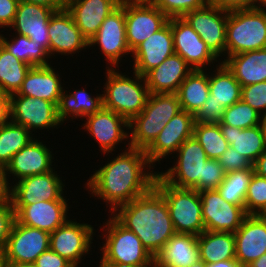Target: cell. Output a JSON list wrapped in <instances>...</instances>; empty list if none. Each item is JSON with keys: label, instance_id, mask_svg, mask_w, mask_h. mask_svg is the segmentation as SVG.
<instances>
[{"label": "cell", "instance_id": "cell-1", "mask_svg": "<svg viewBox=\"0 0 266 267\" xmlns=\"http://www.w3.org/2000/svg\"><path fill=\"white\" fill-rule=\"evenodd\" d=\"M109 160V161H108ZM152 169V170H151ZM144 150L124 149L89 176L84 189L95 199L106 203L112 214L118 207L147 193L153 186L158 171L153 170ZM110 206V207H109Z\"/></svg>", "mask_w": 266, "mask_h": 267}, {"label": "cell", "instance_id": "cell-2", "mask_svg": "<svg viewBox=\"0 0 266 267\" xmlns=\"http://www.w3.org/2000/svg\"><path fill=\"white\" fill-rule=\"evenodd\" d=\"M111 215L135 233L154 258L176 233L166 201L154 186L147 193L118 207Z\"/></svg>", "mask_w": 266, "mask_h": 267}, {"label": "cell", "instance_id": "cell-3", "mask_svg": "<svg viewBox=\"0 0 266 267\" xmlns=\"http://www.w3.org/2000/svg\"><path fill=\"white\" fill-rule=\"evenodd\" d=\"M104 221L101 235H97L103 237L102 246L98 247L100 262L121 267H154V257L135 233L122 226L111 214Z\"/></svg>", "mask_w": 266, "mask_h": 267}, {"label": "cell", "instance_id": "cell-4", "mask_svg": "<svg viewBox=\"0 0 266 267\" xmlns=\"http://www.w3.org/2000/svg\"><path fill=\"white\" fill-rule=\"evenodd\" d=\"M105 69L106 81L102 87L103 107L130 121L142 112L150 95L145 78L134 71L126 74L119 68ZM129 74L134 76H128Z\"/></svg>", "mask_w": 266, "mask_h": 267}, {"label": "cell", "instance_id": "cell-5", "mask_svg": "<svg viewBox=\"0 0 266 267\" xmlns=\"http://www.w3.org/2000/svg\"><path fill=\"white\" fill-rule=\"evenodd\" d=\"M266 48V11L262 8L228 11L225 58Z\"/></svg>", "mask_w": 266, "mask_h": 267}, {"label": "cell", "instance_id": "cell-6", "mask_svg": "<svg viewBox=\"0 0 266 267\" xmlns=\"http://www.w3.org/2000/svg\"><path fill=\"white\" fill-rule=\"evenodd\" d=\"M154 187L163 195L176 233L200 235L205 231L201 197L197 190L177 188L158 174Z\"/></svg>", "mask_w": 266, "mask_h": 267}, {"label": "cell", "instance_id": "cell-7", "mask_svg": "<svg viewBox=\"0 0 266 267\" xmlns=\"http://www.w3.org/2000/svg\"><path fill=\"white\" fill-rule=\"evenodd\" d=\"M173 166L167 170L158 171V175L168 184L177 188L202 191L203 165L208 157L194 136L184 141L174 156ZM176 158V159H175Z\"/></svg>", "mask_w": 266, "mask_h": 267}, {"label": "cell", "instance_id": "cell-8", "mask_svg": "<svg viewBox=\"0 0 266 267\" xmlns=\"http://www.w3.org/2000/svg\"><path fill=\"white\" fill-rule=\"evenodd\" d=\"M88 46L94 50L98 47L107 63L106 68H120L121 61L126 62L123 58H128V54L131 57L126 39L125 0H121L120 5L105 18L98 32L88 41Z\"/></svg>", "mask_w": 266, "mask_h": 267}, {"label": "cell", "instance_id": "cell-9", "mask_svg": "<svg viewBox=\"0 0 266 267\" xmlns=\"http://www.w3.org/2000/svg\"><path fill=\"white\" fill-rule=\"evenodd\" d=\"M95 228L89 224L69 218L63 225L50 233L49 248L69 261L74 267H81L82 260L92 253Z\"/></svg>", "mask_w": 266, "mask_h": 267}, {"label": "cell", "instance_id": "cell-10", "mask_svg": "<svg viewBox=\"0 0 266 267\" xmlns=\"http://www.w3.org/2000/svg\"><path fill=\"white\" fill-rule=\"evenodd\" d=\"M84 119L85 123L81 127L87 131L88 136L93 138L95 144L98 143L99 151L105 154V157L108 154L109 157L111 154H116L114 151L117 152L120 143L126 144H124L125 149L130 148L129 121L123 116L102 107L98 112Z\"/></svg>", "mask_w": 266, "mask_h": 267}, {"label": "cell", "instance_id": "cell-11", "mask_svg": "<svg viewBox=\"0 0 266 267\" xmlns=\"http://www.w3.org/2000/svg\"><path fill=\"white\" fill-rule=\"evenodd\" d=\"M9 111L10 121L25 126L34 136L37 130L42 132L65 126L58 118L57 105L47 100L16 93L10 96Z\"/></svg>", "mask_w": 266, "mask_h": 267}, {"label": "cell", "instance_id": "cell-12", "mask_svg": "<svg viewBox=\"0 0 266 267\" xmlns=\"http://www.w3.org/2000/svg\"><path fill=\"white\" fill-rule=\"evenodd\" d=\"M50 233L18 223L12 226L10 236L1 251L2 264H33L49 249Z\"/></svg>", "mask_w": 266, "mask_h": 267}, {"label": "cell", "instance_id": "cell-13", "mask_svg": "<svg viewBox=\"0 0 266 267\" xmlns=\"http://www.w3.org/2000/svg\"><path fill=\"white\" fill-rule=\"evenodd\" d=\"M168 20L152 2L125 0L126 39L130 51L161 29Z\"/></svg>", "mask_w": 266, "mask_h": 267}, {"label": "cell", "instance_id": "cell-14", "mask_svg": "<svg viewBox=\"0 0 266 267\" xmlns=\"http://www.w3.org/2000/svg\"><path fill=\"white\" fill-rule=\"evenodd\" d=\"M183 18L199 34L218 60L221 59L222 62L225 59L228 11L208 4L203 8L186 13Z\"/></svg>", "mask_w": 266, "mask_h": 267}, {"label": "cell", "instance_id": "cell-15", "mask_svg": "<svg viewBox=\"0 0 266 267\" xmlns=\"http://www.w3.org/2000/svg\"><path fill=\"white\" fill-rule=\"evenodd\" d=\"M171 30L175 54L180 55L193 70H208L214 68L215 62L221 63L183 17L171 18Z\"/></svg>", "mask_w": 266, "mask_h": 267}, {"label": "cell", "instance_id": "cell-16", "mask_svg": "<svg viewBox=\"0 0 266 267\" xmlns=\"http://www.w3.org/2000/svg\"><path fill=\"white\" fill-rule=\"evenodd\" d=\"M206 231L235 233L248 215L244 206L227 202L217 189L199 191Z\"/></svg>", "mask_w": 266, "mask_h": 267}, {"label": "cell", "instance_id": "cell-17", "mask_svg": "<svg viewBox=\"0 0 266 267\" xmlns=\"http://www.w3.org/2000/svg\"><path fill=\"white\" fill-rule=\"evenodd\" d=\"M38 134V138L36 136L17 152L5 167L10 185L22 178L44 174L56 169V164L54 162L55 157L53 156L55 154L52 152L53 149L51 150V147L46 145V141L40 140V133L38 132ZM11 176L12 178H10Z\"/></svg>", "mask_w": 266, "mask_h": 267}, {"label": "cell", "instance_id": "cell-18", "mask_svg": "<svg viewBox=\"0 0 266 267\" xmlns=\"http://www.w3.org/2000/svg\"><path fill=\"white\" fill-rule=\"evenodd\" d=\"M194 115L181 110L166 124L155 140L144 150L150 164L156 168L160 161L172 157L180 145L193 136Z\"/></svg>", "mask_w": 266, "mask_h": 267}, {"label": "cell", "instance_id": "cell-19", "mask_svg": "<svg viewBox=\"0 0 266 267\" xmlns=\"http://www.w3.org/2000/svg\"><path fill=\"white\" fill-rule=\"evenodd\" d=\"M63 194L58 200L38 201L30 205H12L18 223L49 233L63 225L72 214L69 198ZM68 202V203H67ZM70 216V217H69Z\"/></svg>", "mask_w": 266, "mask_h": 267}, {"label": "cell", "instance_id": "cell-20", "mask_svg": "<svg viewBox=\"0 0 266 267\" xmlns=\"http://www.w3.org/2000/svg\"><path fill=\"white\" fill-rule=\"evenodd\" d=\"M49 55L51 58L57 55L71 57L87 49L88 40L83 36L74 22L72 15L66 8L52 14L48 23ZM56 54V55H55Z\"/></svg>", "mask_w": 266, "mask_h": 267}, {"label": "cell", "instance_id": "cell-21", "mask_svg": "<svg viewBox=\"0 0 266 267\" xmlns=\"http://www.w3.org/2000/svg\"><path fill=\"white\" fill-rule=\"evenodd\" d=\"M52 170L20 179L11 185V204L30 205L38 201L58 200L65 191V180ZM64 181V182H62ZM64 190V191H63Z\"/></svg>", "mask_w": 266, "mask_h": 267}, {"label": "cell", "instance_id": "cell-22", "mask_svg": "<svg viewBox=\"0 0 266 267\" xmlns=\"http://www.w3.org/2000/svg\"><path fill=\"white\" fill-rule=\"evenodd\" d=\"M173 33L171 18L168 22L145 41L140 43L133 51L130 58L132 71L144 76L151 69L159 66L167 57L173 55ZM132 60V61H131Z\"/></svg>", "mask_w": 266, "mask_h": 267}, {"label": "cell", "instance_id": "cell-23", "mask_svg": "<svg viewBox=\"0 0 266 267\" xmlns=\"http://www.w3.org/2000/svg\"><path fill=\"white\" fill-rule=\"evenodd\" d=\"M235 255L240 264H250L266 253V215H247L234 233Z\"/></svg>", "mask_w": 266, "mask_h": 267}, {"label": "cell", "instance_id": "cell-24", "mask_svg": "<svg viewBox=\"0 0 266 267\" xmlns=\"http://www.w3.org/2000/svg\"><path fill=\"white\" fill-rule=\"evenodd\" d=\"M55 11L49 7L19 2L10 32L25 35L49 52V19Z\"/></svg>", "mask_w": 266, "mask_h": 267}, {"label": "cell", "instance_id": "cell-25", "mask_svg": "<svg viewBox=\"0 0 266 267\" xmlns=\"http://www.w3.org/2000/svg\"><path fill=\"white\" fill-rule=\"evenodd\" d=\"M120 3L121 0H65V8L89 41L98 32L105 18Z\"/></svg>", "mask_w": 266, "mask_h": 267}, {"label": "cell", "instance_id": "cell-26", "mask_svg": "<svg viewBox=\"0 0 266 267\" xmlns=\"http://www.w3.org/2000/svg\"><path fill=\"white\" fill-rule=\"evenodd\" d=\"M52 65L54 64L31 67L17 94L47 100L58 105L62 91L66 87L62 74Z\"/></svg>", "mask_w": 266, "mask_h": 267}, {"label": "cell", "instance_id": "cell-27", "mask_svg": "<svg viewBox=\"0 0 266 267\" xmlns=\"http://www.w3.org/2000/svg\"><path fill=\"white\" fill-rule=\"evenodd\" d=\"M192 71L193 68L180 55L174 53L159 66L148 71L144 78L150 94L177 93L181 83Z\"/></svg>", "mask_w": 266, "mask_h": 267}, {"label": "cell", "instance_id": "cell-28", "mask_svg": "<svg viewBox=\"0 0 266 267\" xmlns=\"http://www.w3.org/2000/svg\"><path fill=\"white\" fill-rule=\"evenodd\" d=\"M200 260L198 236L175 233L154 258V267H189Z\"/></svg>", "mask_w": 266, "mask_h": 267}, {"label": "cell", "instance_id": "cell-29", "mask_svg": "<svg viewBox=\"0 0 266 267\" xmlns=\"http://www.w3.org/2000/svg\"><path fill=\"white\" fill-rule=\"evenodd\" d=\"M85 88L63 90L57 105V114L59 120L63 123H69L74 119L84 120L88 115L98 112L103 107L102 94L96 93L94 96ZM71 91V92H70ZM70 120V121H69Z\"/></svg>", "mask_w": 266, "mask_h": 267}, {"label": "cell", "instance_id": "cell-30", "mask_svg": "<svg viewBox=\"0 0 266 267\" xmlns=\"http://www.w3.org/2000/svg\"><path fill=\"white\" fill-rule=\"evenodd\" d=\"M222 63L242 87L266 81V48L228 56Z\"/></svg>", "mask_w": 266, "mask_h": 267}, {"label": "cell", "instance_id": "cell-31", "mask_svg": "<svg viewBox=\"0 0 266 267\" xmlns=\"http://www.w3.org/2000/svg\"><path fill=\"white\" fill-rule=\"evenodd\" d=\"M229 146L238 151L252 163L265 151L266 137L262 125L240 129L219 124Z\"/></svg>", "mask_w": 266, "mask_h": 267}, {"label": "cell", "instance_id": "cell-32", "mask_svg": "<svg viewBox=\"0 0 266 267\" xmlns=\"http://www.w3.org/2000/svg\"><path fill=\"white\" fill-rule=\"evenodd\" d=\"M198 249L200 260L206 264L236 259L235 235L205 230L198 235Z\"/></svg>", "mask_w": 266, "mask_h": 267}, {"label": "cell", "instance_id": "cell-33", "mask_svg": "<svg viewBox=\"0 0 266 267\" xmlns=\"http://www.w3.org/2000/svg\"><path fill=\"white\" fill-rule=\"evenodd\" d=\"M209 71L193 70L177 91L181 110L195 115L209 96Z\"/></svg>", "mask_w": 266, "mask_h": 267}, {"label": "cell", "instance_id": "cell-34", "mask_svg": "<svg viewBox=\"0 0 266 267\" xmlns=\"http://www.w3.org/2000/svg\"><path fill=\"white\" fill-rule=\"evenodd\" d=\"M1 32L3 33L4 31H0V43L20 61L31 67L51 65L52 61H50L49 52L41 44L25 35L13 32L11 33L12 35L5 36Z\"/></svg>", "mask_w": 266, "mask_h": 267}, {"label": "cell", "instance_id": "cell-35", "mask_svg": "<svg viewBox=\"0 0 266 267\" xmlns=\"http://www.w3.org/2000/svg\"><path fill=\"white\" fill-rule=\"evenodd\" d=\"M210 70L209 93L212 100L220 103L225 109L241 100L242 86L222 62Z\"/></svg>", "mask_w": 266, "mask_h": 267}, {"label": "cell", "instance_id": "cell-36", "mask_svg": "<svg viewBox=\"0 0 266 267\" xmlns=\"http://www.w3.org/2000/svg\"><path fill=\"white\" fill-rule=\"evenodd\" d=\"M31 66L17 59L0 43V91L11 96L22 86Z\"/></svg>", "mask_w": 266, "mask_h": 267}, {"label": "cell", "instance_id": "cell-37", "mask_svg": "<svg viewBox=\"0 0 266 267\" xmlns=\"http://www.w3.org/2000/svg\"><path fill=\"white\" fill-rule=\"evenodd\" d=\"M35 137L25 126L10 120L0 126V167L5 168L12 157Z\"/></svg>", "mask_w": 266, "mask_h": 267}, {"label": "cell", "instance_id": "cell-38", "mask_svg": "<svg viewBox=\"0 0 266 267\" xmlns=\"http://www.w3.org/2000/svg\"><path fill=\"white\" fill-rule=\"evenodd\" d=\"M181 111L177 93L150 94L142 112L135 117H149L164 121L166 124Z\"/></svg>", "mask_w": 266, "mask_h": 267}, {"label": "cell", "instance_id": "cell-39", "mask_svg": "<svg viewBox=\"0 0 266 267\" xmlns=\"http://www.w3.org/2000/svg\"><path fill=\"white\" fill-rule=\"evenodd\" d=\"M193 136L203 147L208 159H219L229 147L219 124L195 122Z\"/></svg>", "mask_w": 266, "mask_h": 267}, {"label": "cell", "instance_id": "cell-40", "mask_svg": "<svg viewBox=\"0 0 266 267\" xmlns=\"http://www.w3.org/2000/svg\"><path fill=\"white\" fill-rule=\"evenodd\" d=\"M253 169L227 172L217 188L224 200L235 205L244 206L245 196L253 174Z\"/></svg>", "mask_w": 266, "mask_h": 267}, {"label": "cell", "instance_id": "cell-41", "mask_svg": "<svg viewBox=\"0 0 266 267\" xmlns=\"http://www.w3.org/2000/svg\"><path fill=\"white\" fill-rule=\"evenodd\" d=\"M165 126L166 123L161 120L133 117L129 121L130 147L145 150Z\"/></svg>", "mask_w": 266, "mask_h": 267}, {"label": "cell", "instance_id": "cell-42", "mask_svg": "<svg viewBox=\"0 0 266 267\" xmlns=\"http://www.w3.org/2000/svg\"><path fill=\"white\" fill-rule=\"evenodd\" d=\"M219 124H226L240 129L261 125V115L243 100L227 107Z\"/></svg>", "mask_w": 266, "mask_h": 267}, {"label": "cell", "instance_id": "cell-43", "mask_svg": "<svg viewBox=\"0 0 266 267\" xmlns=\"http://www.w3.org/2000/svg\"><path fill=\"white\" fill-rule=\"evenodd\" d=\"M244 209L248 215H266V178L254 172L245 196Z\"/></svg>", "mask_w": 266, "mask_h": 267}, {"label": "cell", "instance_id": "cell-44", "mask_svg": "<svg viewBox=\"0 0 266 267\" xmlns=\"http://www.w3.org/2000/svg\"><path fill=\"white\" fill-rule=\"evenodd\" d=\"M151 2L168 18L183 17L192 10L210 4L209 0H152Z\"/></svg>", "mask_w": 266, "mask_h": 267}, {"label": "cell", "instance_id": "cell-45", "mask_svg": "<svg viewBox=\"0 0 266 267\" xmlns=\"http://www.w3.org/2000/svg\"><path fill=\"white\" fill-rule=\"evenodd\" d=\"M241 100L262 116L266 112V81L242 87Z\"/></svg>", "mask_w": 266, "mask_h": 267}, {"label": "cell", "instance_id": "cell-46", "mask_svg": "<svg viewBox=\"0 0 266 267\" xmlns=\"http://www.w3.org/2000/svg\"><path fill=\"white\" fill-rule=\"evenodd\" d=\"M226 172L216 159H208L203 165L202 190L217 189L225 178Z\"/></svg>", "mask_w": 266, "mask_h": 267}, {"label": "cell", "instance_id": "cell-47", "mask_svg": "<svg viewBox=\"0 0 266 267\" xmlns=\"http://www.w3.org/2000/svg\"><path fill=\"white\" fill-rule=\"evenodd\" d=\"M225 108L209 94L206 102L201 106L199 111L194 115L195 122L219 124L223 119Z\"/></svg>", "mask_w": 266, "mask_h": 267}, {"label": "cell", "instance_id": "cell-48", "mask_svg": "<svg viewBox=\"0 0 266 267\" xmlns=\"http://www.w3.org/2000/svg\"><path fill=\"white\" fill-rule=\"evenodd\" d=\"M217 160L226 173L237 170L253 169V163L242 154H239L238 151L231 146H229Z\"/></svg>", "mask_w": 266, "mask_h": 267}, {"label": "cell", "instance_id": "cell-49", "mask_svg": "<svg viewBox=\"0 0 266 267\" xmlns=\"http://www.w3.org/2000/svg\"><path fill=\"white\" fill-rule=\"evenodd\" d=\"M15 220L11 202L0 204V251L5 247Z\"/></svg>", "mask_w": 266, "mask_h": 267}, {"label": "cell", "instance_id": "cell-50", "mask_svg": "<svg viewBox=\"0 0 266 267\" xmlns=\"http://www.w3.org/2000/svg\"><path fill=\"white\" fill-rule=\"evenodd\" d=\"M33 264L36 267H74L69 261L50 248L41 253Z\"/></svg>", "mask_w": 266, "mask_h": 267}, {"label": "cell", "instance_id": "cell-51", "mask_svg": "<svg viewBox=\"0 0 266 267\" xmlns=\"http://www.w3.org/2000/svg\"><path fill=\"white\" fill-rule=\"evenodd\" d=\"M19 0H0V28L7 30L14 21ZM5 28V29H4Z\"/></svg>", "mask_w": 266, "mask_h": 267}, {"label": "cell", "instance_id": "cell-52", "mask_svg": "<svg viewBox=\"0 0 266 267\" xmlns=\"http://www.w3.org/2000/svg\"><path fill=\"white\" fill-rule=\"evenodd\" d=\"M210 4L223 10L232 11L237 9L260 8V0H209Z\"/></svg>", "mask_w": 266, "mask_h": 267}, {"label": "cell", "instance_id": "cell-53", "mask_svg": "<svg viewBox=\"0 0 266 267\" xmlns=\"http://www.w3.org/2000/svg\"><path fill=\"white\" fill-rule=\"evenodd\" d=\"M11 202V185L5 168L0 167V204Z\"/></svg>", "mask_w": 266, "mask_h": 267}, {"label": "cell", "instance_id": "cell-54", "mask_svg": "<svg viewBox=\"0 0 266 267\" xmlns=\"http://www.w3.org/2000/svg\"><path fill=\"white\" fill-rule=\"evenodd\" d=\"M10 96L0 91V126L10 120Z\"/></svg>", "mask_w": 266, "mask_h": 267}, {"label": "cell", "instance_id": "cell-55", "mask_svg": "<svg viewBox=\"0 0 266 267\" xmlns=\"http://www.w3.org/2000/svg\"><path fill=\"white\" fill-rule=\"evenodd\" d=\"M19 2L43 5L51 8L55 12L65 8L64 0H19Z\"/></svg>", "mask_w": 266, "mask_h": 267}, {"label": "cell", "instance_id": "cell-56", "mask_svg": "<svg viewBox=\"0 0 266 267\" xmlns=\"http://www.w3.org/2000/svg\"><path fill=\"white\" fill-rule=\"evenodd\" d=\"M253 170L257 175L266 178V149L253 163Z\"/></svg>", "mask_w": 266, "mask_h": 267}, {"label": "cell", "instance_id": "cell-57", "mask_svg": "<svg viewBox=\"0 0 266 267\" xmlns=\"http://www.w3.org/2000/svg\"><path fill=\"white\" fill-rule=\"evenodd\" d=\"M240 263L236 259L218 261L216 263L206 264V267H240Z\"/></svg>", "mask_w": 266, "mask_h": 267}, {"label": "cell", "instance_id": "cell-58", "mask_svg": "<svg viewBox=\"0 0 266 267\" xmlns=\"http://www.w3.org/2000/svg\"><path fill=\"white\" fill-rule=\"evenodd\" d=\"M252 267H266V253L250 263Z\"/></svg>", "mask_w": 266, "mask_h": 267}, {"label": "cell", "instance_id": "cell-59", "mask_svg": "<svg viewBox=\"0 0 266 267\" xmlns=\"http://www.w3.org/2000/svg\"><path fill=\"white\" fill-rule=\"evenodd\" d=\"M2 267H36L34 264H2Z\"/></svg>", "mask_w": 266, "mask_h": 267}, {"label": "cell", "instance_id": "cell-60", "mask_svg": "<svg viewBox=\"0 0 266 267\" xmlns=\"http://www.w3.org/2000/svg\"><path fill=\"white\" fill-rule=\"evenodd\" d=\"M261 125L266 137V112L261 116Z\"/></svg>", "mask_w": 266, "mask_h": 267}, {"label": "cell", "instance_id": "cell-61", "mask_svg": "<svg viewBox=\"0 0 266 267\" xmlns=\"http://www.w3.org/2000/svg\"><path fill=\"white\" fill-rule=\"evenodd\" d=\"M96 265H98L97 267H121V266L110 264L108 262H99V264H96Z\"/></svg>", "mask_w": 266, "mask_h": 267}, {"label": "cell", "instance_id": "cell-62", "mask_svg": "<svg viewBox=\"0 0 266 267\" xmlns=\"http://www.w3.org/2000/svg\"><path fill=\"white\" fill-rule=\"evenodd\" d=\"M189 267H206V263L201 261V260H199V261L195 262L194 264H192Z\"/></svg>", "mask_w": 266, "mask_h": 267}, {"label": "cell", "instance_id": "cell-63", "mask_svg": "<svg viewBox=\"0 0 266 267\" xmlns=\"http://www.w3.org/2000/svg\"><path fill=\"white\" fill-rule=\"evenodd\" d=\"M261 8H262L264 11H266V0L262 3Z\"/></svg>", "mask_w": 266, "mask_h": 267}, {"label": "cell", "instance_id": "cell-64", "mask_svg": "<svg viewBox=\"0 0 266 267\" xmlns=\"http://www.w3.org/2000/svg\"><path fill=\"white\" fill-rule=\"evenodd\" d=\"M240 267H252L250 264H241Z\"/></svg>", "mask_w": 266, "mask_h": 267}, {"label": "cell", "instance_id": "cell-65", "mask_svg": "<svg viewBox=\"0 0 266 267\" xmlns=\"http://www.w3.org/2000/svg\"><path fill=\"white\" fill-rule=\"evenodd\" d=\"M0 267H2V255H1V251H0Z\"/></svg>", "mask_w": 266, "mask_h": 267}, {"label": "cell", "instance_id": "cell-66", "mask_svg": "<svg viewBox=\"0 0 266 267\" xmlns=\"http://www.w3.org/2000/svg\"><path fill=\"white\" fill-rule=\"evenodd\" d=\"M134 1H148V2H151L152 0H134Z\"/></svg>", "mask_w": 266, "mask_h": 267}, {"label": "cell", "instance_id": "cell-67", "mask_svg": "<svg viewBox=\"0 0 266 267\" xmlns=\"http://www.w3.org/2000/svg\"><path fill=\"white\" fill-rule=\"evenodd\" d=\"M265 0H260V8L262 6V3L264 2Z\"/></svg>", "mask_w": 266, "mask_h": 267}]
</instances>
